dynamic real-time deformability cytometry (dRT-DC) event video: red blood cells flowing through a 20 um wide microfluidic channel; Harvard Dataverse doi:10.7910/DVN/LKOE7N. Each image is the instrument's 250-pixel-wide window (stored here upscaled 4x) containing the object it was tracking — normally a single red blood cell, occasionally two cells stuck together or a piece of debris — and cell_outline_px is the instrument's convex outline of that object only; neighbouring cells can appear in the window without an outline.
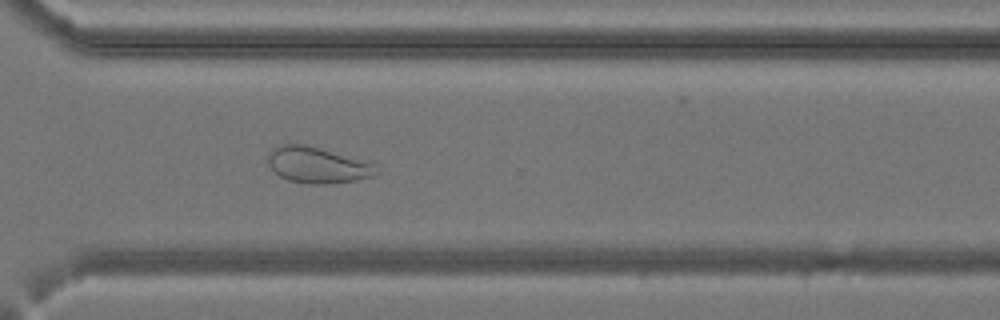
{"species": "common noctule bat (a hibernating species)", "species_latin": "Nyctalus noctula", "temperature_condition": "cold", "stored_images_in_passage": 37, "camera_frame_rate_fps": 3000, "um_per_image_px": 0.085, "animal": {"sex": "female", "body_mass_g": 24.6, "forearm_length_mm": 56.2}, "frame": {"image": 1, "passage_image": 27, "time_ms": 8.667, "image_size_px": [1000, 320], "cell_outline_px": [[380, 172], [372, 176], [356, 180], [324, 184], [312, 184], [288, 180], [280, 176], [268, 164], [268, 156], [272, 148], [280, 144], [304, 144], [320, 148], [372, 164]], "centroid_in_image_um": [26.93, 14.03], "position_along_channel_um": 343.7, "area_um2": 22.25}}